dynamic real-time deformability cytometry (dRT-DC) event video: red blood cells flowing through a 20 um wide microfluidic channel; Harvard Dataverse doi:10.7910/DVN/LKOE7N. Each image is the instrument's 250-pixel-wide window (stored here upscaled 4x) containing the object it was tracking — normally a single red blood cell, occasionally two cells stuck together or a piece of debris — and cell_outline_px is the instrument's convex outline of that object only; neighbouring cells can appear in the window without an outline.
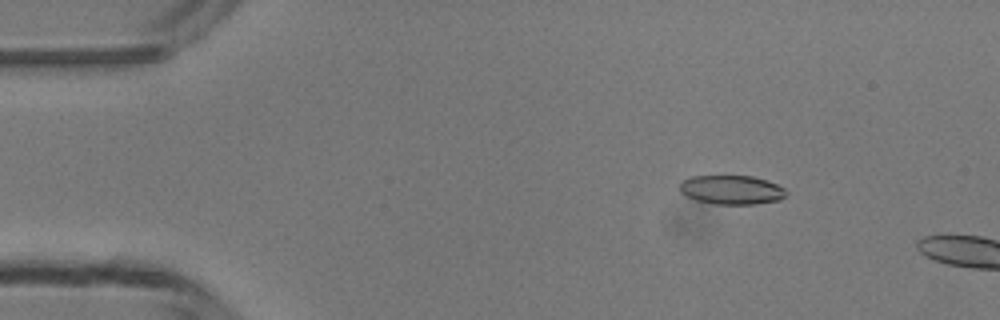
{"species": "common noctule bat (a hibernating species)", "species_latin": "Nyctalus noctula", "temperature_condition": "room temperature", "stored_images_in_passage": 3, "camera_frame_rate_fps": 3000, "um_per_image_px": 0.085, "animal": {"sex": "male", "body_mass_g": 13.3}, "frame": {"image": 1, "passage_image": 2, "time_ms": 2.0, "image_size_px": [1000, 320], "cell_outline_px": [[788, 192], [780, 200], [756, 204], [716, 204], [696, 200], [680, 192], [680, 184], [684, 180], [692, 176], [752, 176], [776, 184], [784, 188]], "centroid_in_image_um": [62.2, 16.14], "position_along_channel_um": 22.8, "area_um2": 17.86}}